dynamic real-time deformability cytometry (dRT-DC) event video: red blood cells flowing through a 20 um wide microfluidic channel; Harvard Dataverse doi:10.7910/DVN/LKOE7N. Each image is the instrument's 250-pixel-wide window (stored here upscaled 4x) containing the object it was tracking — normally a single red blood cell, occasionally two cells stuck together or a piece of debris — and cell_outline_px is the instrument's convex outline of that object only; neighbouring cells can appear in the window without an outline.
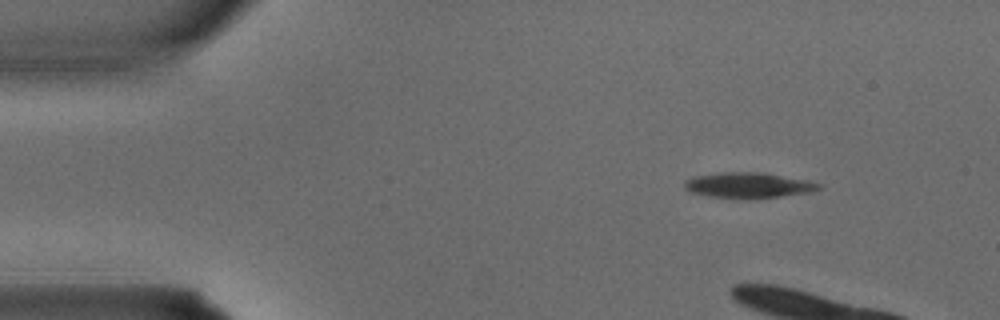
{"species": "common noctule bat (a hibernating species)", "species_latin": "Nyctalus noctula", "temperature_condition": "warm", "stored_images_in_passage": 3, "camera_frame_rate_fps": 3000, "um_per_image_px": 0.085, "animal": {"sex": "male", "body_mass_g": 15.6}, "frame": {"image": 1, "passage_image": 1, "time_ms": 0.0, "image_size_px": [1000, 320], "cell_outline_px": [[820, 188], [812, 192], [756, 200], [736, 200], [712, 196], [692, 192], [684, 188], [684, 184], [688, 180], [696, 176], [720, 172], [760, 172], [808, 180], [820, 184]], "centroid_in_image_um": [63.65, 15.78], "position_along_channel_um": 21.3, "area_um2": 20.29}}